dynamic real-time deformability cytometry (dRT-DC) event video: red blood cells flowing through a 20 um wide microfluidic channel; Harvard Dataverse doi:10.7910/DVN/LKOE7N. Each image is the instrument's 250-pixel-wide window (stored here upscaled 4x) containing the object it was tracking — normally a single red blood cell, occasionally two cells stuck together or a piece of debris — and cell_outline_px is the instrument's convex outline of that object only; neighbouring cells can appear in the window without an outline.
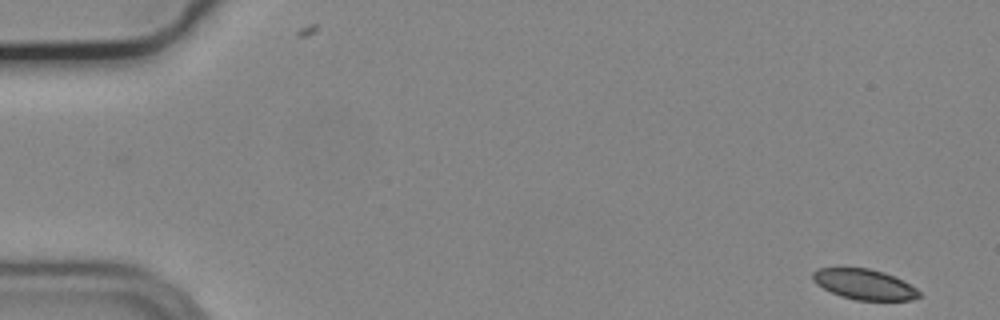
{"species": "common noctule bat (a hibernating species)", "species_latin": "Nyctalus noctula", "temperature_condition": "cold", "stored_images_in_passage": 54, "camera_frame_rate_fps": 3000, "um_per_image_px": 0.085, "animal": {"sex": "male", "body_mass_g": 19.2, "forearm_length_mm": 51.8}, "frame": {"image": 1, "passage_image": 1, "time_ms": 0.0, "image_size_px": [1000, 320], "cell_outline_px": [[920, 296], [912, 300], [856, 300], [840, 296], [816, 284], [812, 280], [812, 272], [816, 268], [868, 268], [884, 272], [916, 288], [920, 292]], "centroid_in_image_um": [73.42, 24.17], "position_along_channel_um": 11.6, "area_um2": 18.67}}
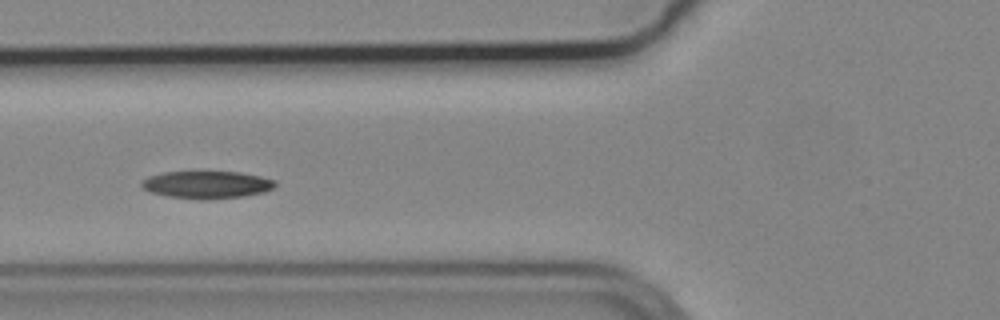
{"frame": {"image": 2, "passage_image": 20, "time_ms": 6.333, "image_size_px": [1000, 320], "cell_outline_px": [[276, 184], [272, 188], [264, 192], [240, 196], [204, 200], [168, 196], [152, 192], [140, 188], [140, 180], [148, 176], [164, 172], [240, 172], [260, 176], [276, 180]], "centroid_in_image_um": [17.53, 15.69], "position_along_channel_um": 108.3, "area_um2": 21.33}}
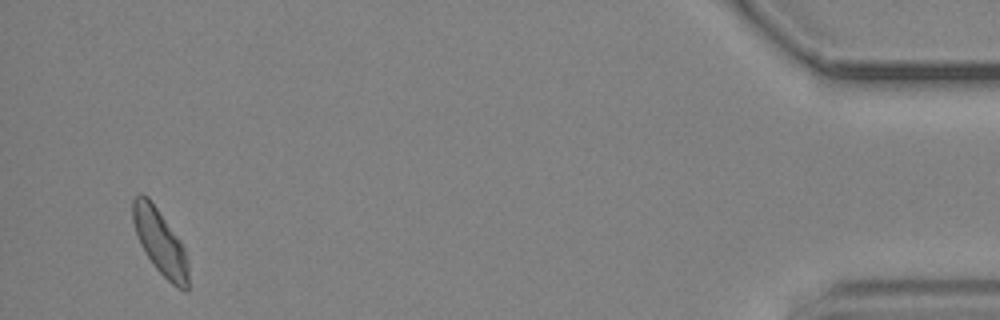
{"frame": {"image": 3, "passage_image": 52, "time_ms": 17.0, "image_size_px": [1000, 320], "cell_outline_px": [[188, 288], [184, 292], [176, 288], [152, 264], [140, 244], [132, 220], [132, 200], [140, 192], [148, 196], [180, 240], [184, 248], [188, 260]], "centroid_in_image_um": [13.61, 20.57], "position_along_channel_um": 421.6, "area_um2": 21.1}, "authors_computed_cell_mechanics": {"area_um2": 20.9236, "velocity_mm_per_s": 3.6959, "shape_relaxation_time_tau1_ms": 4.7448, "shape_relaxation_time_tau2_ms": 9.9385, "deformation_change_tau1": 0.1166, "deformation_change_tau2": 0.1597}}